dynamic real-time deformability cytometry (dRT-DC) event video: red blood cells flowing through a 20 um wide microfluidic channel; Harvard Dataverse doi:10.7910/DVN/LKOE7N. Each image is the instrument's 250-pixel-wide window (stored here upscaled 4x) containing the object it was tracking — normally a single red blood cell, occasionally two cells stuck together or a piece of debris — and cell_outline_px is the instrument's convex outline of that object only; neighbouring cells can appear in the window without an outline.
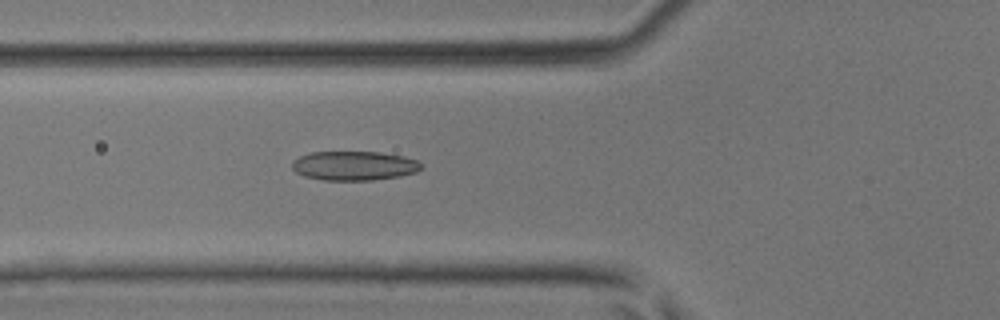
{"species": "common noctule bat (a hibernating species)", "species_latin": "Nyctalus noctula", "temperature_condition": "room temperature", "stored_images_in_passage": 45, "camera_frame_rate_fps": 3000, "um_per_image_px": 0.085, "animal": {"sex": "male", "body_mass_g": 17.9, "forearm_length_mm": 54.2}, "frame": {"image": 1, "passage_image": 17, "time_ms": 5.333, "image_size_px": [1000, 320], "cell_outline_px": [[424, 168], [416, 172], [400, 176], [372, 180], [324, 180], [304, 176], [296, 172], [292, 168], [292, 160], [300, 156], [312, 152], [380, 152], [404, 156], [416, 160], [424, 164]], "centroid_in_image_um": [30.13, 14.08], "position_along_channel_um": 95.7, "area_um2": 22.14}}
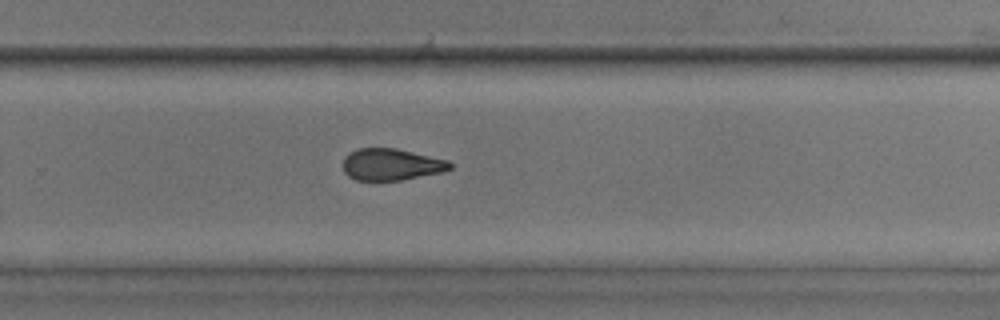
{"frame": {"image": 2, "passage_image": 30, "time_ms": 9.667, "image_size_px": [1000, 320], "cell_outline_px": [[452, 168], [440, 172], [400, 180], [356, 180], [348, 176], [344, 172], [344, 156], [348, 152], [356, 148], [396, 148], [448, 160], [452, 164]], "centroid_in_image_um": [33.22, 13.96], "position_along_channel_um": 296.6, "area_um2": 19.71}}
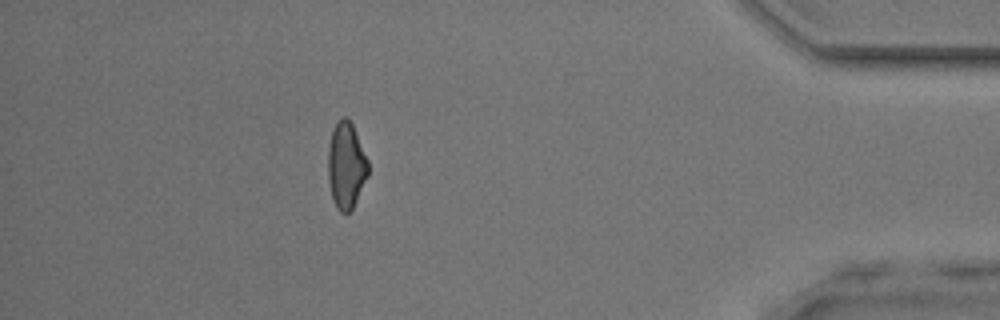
{"frame": {"image": 3, "passage_image": 40, "time_ms": 13.0, "image_size_px": [1000, 320], "cell_outline_px": [[368, 176], [352, 208], [348, 212], [340, 212], [336, 208], [332, 200], [328, 180], [328, 148], [332, 128], [344, 116], [352, 124], [368, 160]], "centroid_in_image_um": [29.4, 14.08], "position_along_channel_um": 405.8, "area_um2": 20.06}}